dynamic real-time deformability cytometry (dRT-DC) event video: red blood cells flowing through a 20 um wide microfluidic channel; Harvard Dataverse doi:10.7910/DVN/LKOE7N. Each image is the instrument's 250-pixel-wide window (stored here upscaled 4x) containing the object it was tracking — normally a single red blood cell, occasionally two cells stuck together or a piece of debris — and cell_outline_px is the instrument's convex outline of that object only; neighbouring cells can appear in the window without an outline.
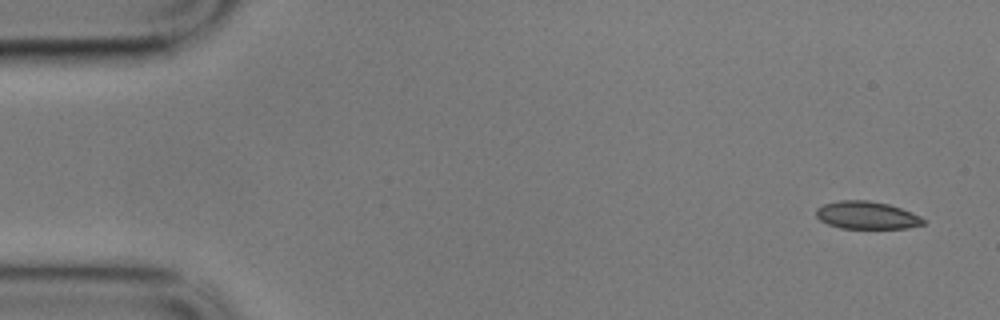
{"species": "common noctule bat (a hibernating species)", "species_latin": "Nyctalus noctula", "temperature_condition": "cold", "stored_images_in_passage": 7, "camera_frame_rate_fps": 3000, "um_per_image_px": 0.085, "animal": {"sex": "male", "body_mass_g": 17.9}, "frame": {"image": 1, "passage_image": 1, "time_ms": 0.0, "image_size_px": [1000, 320], "cell_outline_px": [[924, 224], [908, 228], [840, 228], [828, 224], [820, 220], [816, 216], [816, 208], [824, 204], [840, 200], [868, 200], [888, 204], [912, 212], [920, 216], [924, 220]], "centroid_in_image_um": [73.66, 18.29], "position_along_channel_um": 11.3, "area_um2": 17.22}}
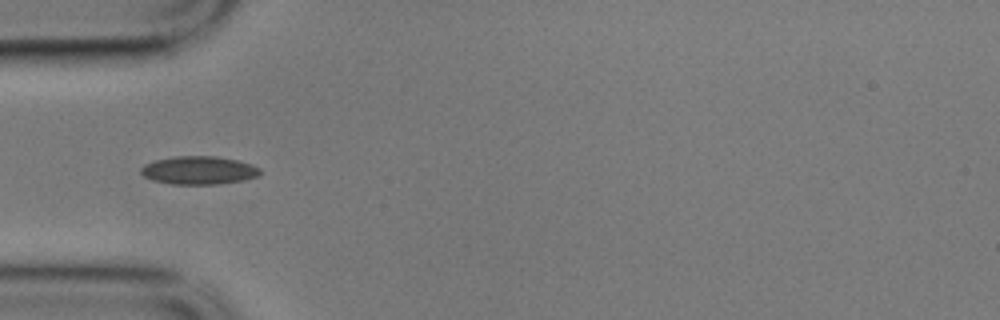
{"frame": {"image": 2, "passage_image": 5, "time_ms": 1.333, "image_size_px": [1000, 320], "cell_outline_px": [[260, 176], [244, 180], [216, 184], [172, 184], [152, 180], [144, 176], [140, 172], [140, 168], [144, 164], [156, 160], [176, 156], [216, 156], [236, 160], [252, 164], [260, 168]], "centroid_in_image_um": [16.9, 14.47], "position_along_channel_um": 68.1, "area_um2": 19.59}}
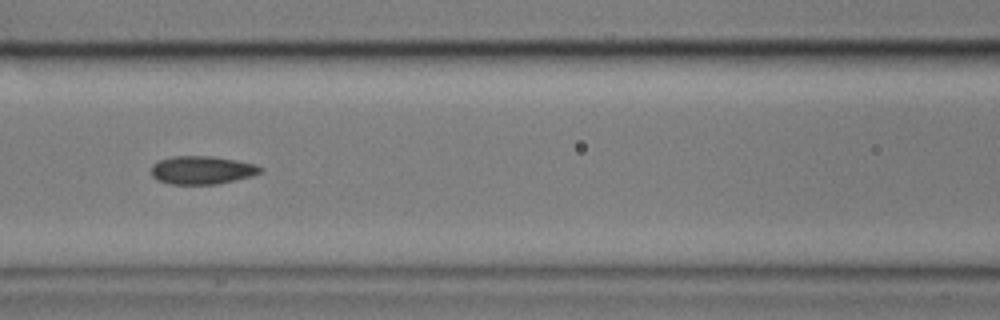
{"frame": {"image": 3, "passage_image": 7, "time_ms": 2.0, "image_size_px": [1000, 320], "cell_outline_px": [[264, 172], [252, 176], [236, 180], [216, 184], [168, 184], [156, 180], [152, 176], [152, 164], [160, 160], [172, 156], [212, 156], [236, 160], [256, 164], [264, 168]], "centroid_in_image_um": [17.2, 14.46], "position_along_channel_um": 149.4, "area_um2": 18.15}}